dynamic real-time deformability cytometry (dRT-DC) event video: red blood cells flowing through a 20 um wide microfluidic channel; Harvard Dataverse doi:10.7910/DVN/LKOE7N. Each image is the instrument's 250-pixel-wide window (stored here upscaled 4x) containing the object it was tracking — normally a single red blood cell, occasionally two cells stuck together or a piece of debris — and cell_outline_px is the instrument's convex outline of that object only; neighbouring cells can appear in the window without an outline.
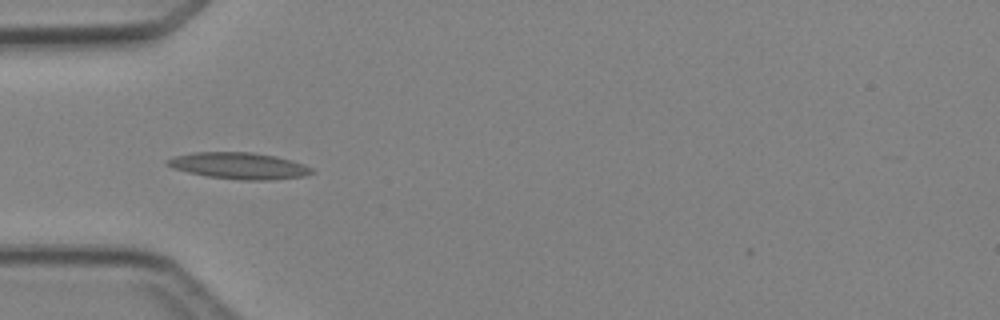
{"species": "Egyptian fruit bat (a non-hibernating species)", "species_latin": "Rousettus aegyptiacus", "temperature_condition": "cold", "stored_images_in_passage": 5, "camera_frame_rate_fps": 3000, "um_per_image_px": 0.085, "animal": {"sex": "female"}, "frame": {"image": 1, "passage_image": 4, "time_ms": 3.667, "image_size_px": [1000, 320], "cell_outline_px": [[316, 172], [304, 176], [264, 180], [240, 180], [208, 176], [188, 172], [172, 168], [164, 164], [168, 160], [176, 156], [192, 152], [252, 152], [276, 156], [292, 160], [304, 164], [312, 168]], "centroid_in_image_um": [20.34, 14.08], "position_along_channel_um": 64.7, "area_um2": 22.25}}
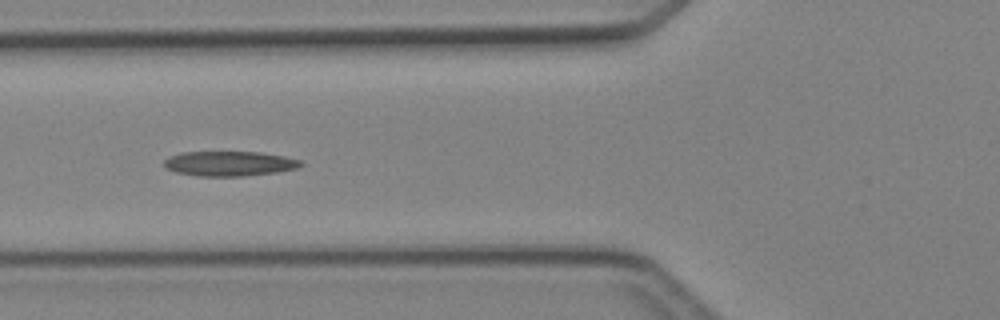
{"frame": {"image": 2, "passage_image": 5, "time_ms": 4.667, "image_size_px": [1000, 320], "cell_outline_px": [[304, 164], [296, 168], [276, 172], [240, 176], [196, 176], [176, 172], [168, 168], [164, 164], [164, 160], [168, 156], [180, 152], [260, 152], [284, 156], [304, 160]], "centroid_in_image_um": [19.51, 13.89], "position_along_channel_um": 106.3, "area_um2": 19.83}}